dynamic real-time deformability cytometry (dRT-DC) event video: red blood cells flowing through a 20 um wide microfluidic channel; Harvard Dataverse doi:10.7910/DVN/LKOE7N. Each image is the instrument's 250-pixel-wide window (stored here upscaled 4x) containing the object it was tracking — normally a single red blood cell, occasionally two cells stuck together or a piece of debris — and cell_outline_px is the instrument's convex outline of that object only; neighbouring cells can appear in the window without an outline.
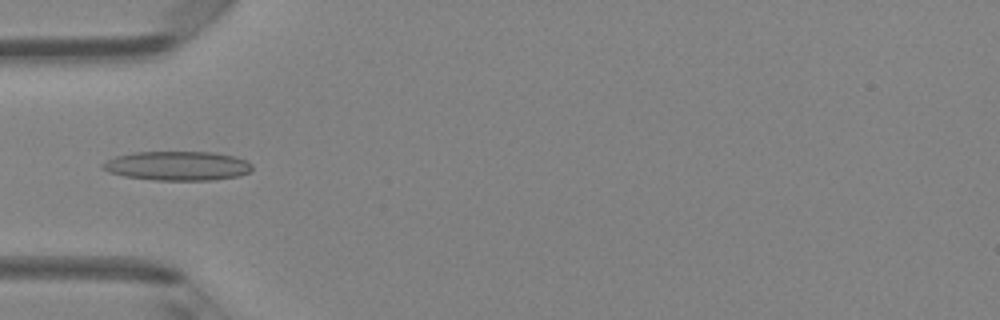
{"species": "Egyptian fruit bat (a non-hibernating species)", "species_latin": "Rousettus aegyptiacus", "temperature_condition": "room temperature", "stored_images_in_passage": 6, "camera_frame_rate_fps": 3000, "um_per_image_px": 0.085, "animal": {"sex": "female"}, "frame": {"image": 1, "passage_image": 5, "time_ms": 1.333, "image_size_px": [1000, 320], "cell_outline_px": [[252, 168], [248, 172], [236, 176], [212, 180], [156, 180], [124, 176], [108, 172], [100, 168], [100, 164], [116, 156], [132, 152], [212, 152], [232, 156], [244, 160], [252, 164]], "centroid_in_image_um": [15.02, 14.09], "position_along_channel_um": 70.0, "area_um2": 25.32}}
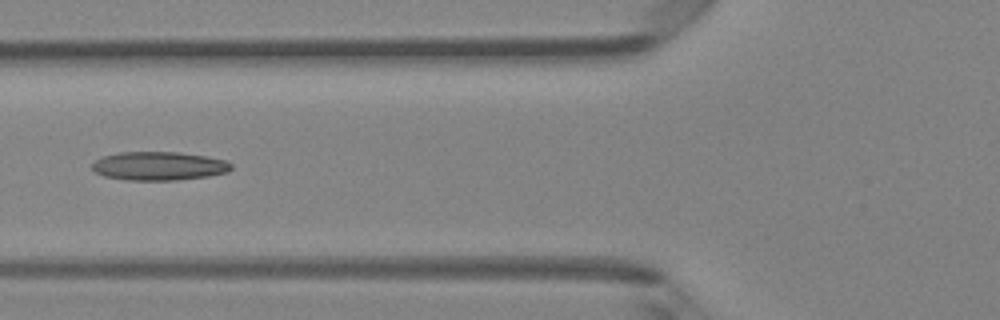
{"frame": {"image": 2, "passage_image": 6, "time_ms": 1.667, "image_size_px": [1000, 320], "cell_outline_px": [[232, 168], [228, 172], [208, 176], [176, 180], [128, 180], [104, 176], [96, 172], [92, 168], [92, 164], [96, 160], [104, 156], [120, 152], [176, 152], [204, 156], [224, 160], [232, 164]], "centroid_in_image_um": [13.51, 14.11], "position_along_channel_um": 112.3, "area_um2": 23.0}}